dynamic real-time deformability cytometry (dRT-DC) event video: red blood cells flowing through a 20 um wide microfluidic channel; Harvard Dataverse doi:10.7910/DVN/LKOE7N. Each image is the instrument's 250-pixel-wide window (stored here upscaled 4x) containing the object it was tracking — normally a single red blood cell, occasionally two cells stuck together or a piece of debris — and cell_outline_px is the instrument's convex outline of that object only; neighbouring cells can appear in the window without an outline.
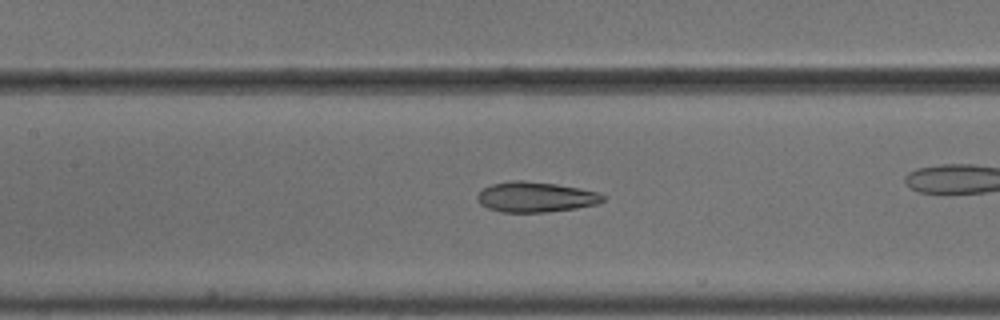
{"species": "common noctule bat (a hibernating species)", "species_latin": "Nyctalus noctula", "temperature_condition": "cold", "stored_images_in_passage": 45, "camera_frame_rate_fps": 3000, "um_per_image_px": 0.085, "animal": {"sex": "male", "body_mass_g": 18.8}, "frame": {"image": 1, "passage_image": 26, "time_ms": 8.333, "image_size_px": [1000, 320], "cell_outline_px": [[604, 200], [596, 204], [576, 208], [548, 212], [500, 212], [488, 208], [480, 204], [476, 196], [484, 188], [492, 184], [512, 180], [524, 180], [556, 184], [580, 188], [596, 192], [604, 196]], "centroid_in_image_um": [45.5, 16.74], "position_along_channel_um": 161.9, "area_um2": 22.08}}
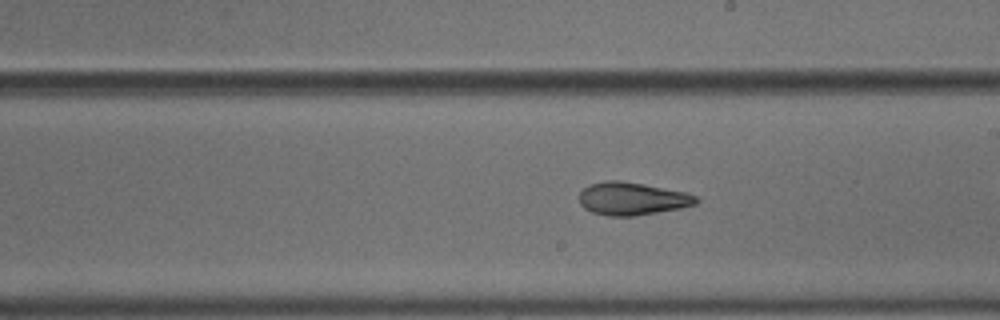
{"frame": {"image": 2, "passage_image": 32, "time_ms": 10.333, "image_size_px": [1000, 320], "cell_outline_px": [[700, 200], [696, 204], [680, 208], [636, 216], [608, 216], [592, 212], [584, 208], [580, 204], [580, 192], [588, 184], [608, 180], [620, 180], [644, 184], [684, 192], [696, 196]], "centroid_in_image_um": [53.71, 16.89], "position_along_channel_um": 235.3, "area_um2": 22.37}}